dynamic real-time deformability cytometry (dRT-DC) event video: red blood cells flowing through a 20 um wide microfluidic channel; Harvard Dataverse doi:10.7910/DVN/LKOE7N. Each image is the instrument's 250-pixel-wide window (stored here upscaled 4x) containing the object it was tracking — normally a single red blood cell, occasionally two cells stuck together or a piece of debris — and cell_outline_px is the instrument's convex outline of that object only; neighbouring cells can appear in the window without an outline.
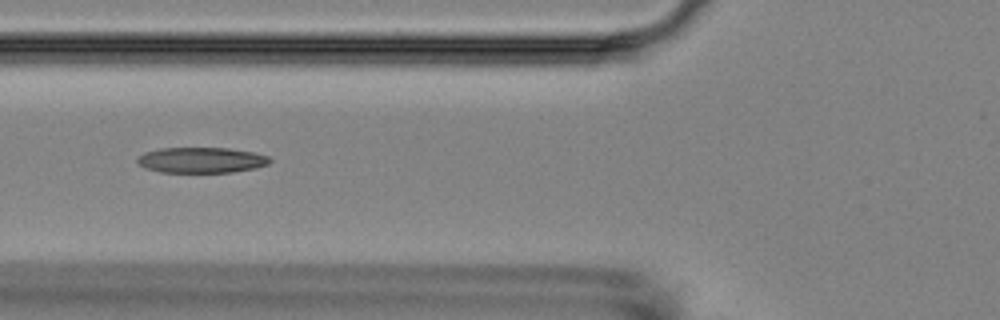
{"species": "Egyptian fruit bat (a non-hibernating species)", "species_latin": "Rousettus aegyptiacus", "temperature_condition": "room temperature", "stored_images_in_passage": 6, "camera_frame_rate_fps": 3000, "um_per_image_px": 0.085, "animal": {"sex": "female"}, "frame": {"image": 1, "passage_image": 5, "time_ms": 4.333, "image_size_px": [1000, 320], "cell_outline_px": [[272, 160], [268, 164], [256, 168], [232, 172], [160, 172], [144, 168], [136, 160], [136, 156], [144, 152], [160, 148], [228, 148], [252, 152], [268, 156]], "centroid_in_image_um": [17.08, 13.6], "position_along_channel_um": 108.7, "area_um2": 19.83}}